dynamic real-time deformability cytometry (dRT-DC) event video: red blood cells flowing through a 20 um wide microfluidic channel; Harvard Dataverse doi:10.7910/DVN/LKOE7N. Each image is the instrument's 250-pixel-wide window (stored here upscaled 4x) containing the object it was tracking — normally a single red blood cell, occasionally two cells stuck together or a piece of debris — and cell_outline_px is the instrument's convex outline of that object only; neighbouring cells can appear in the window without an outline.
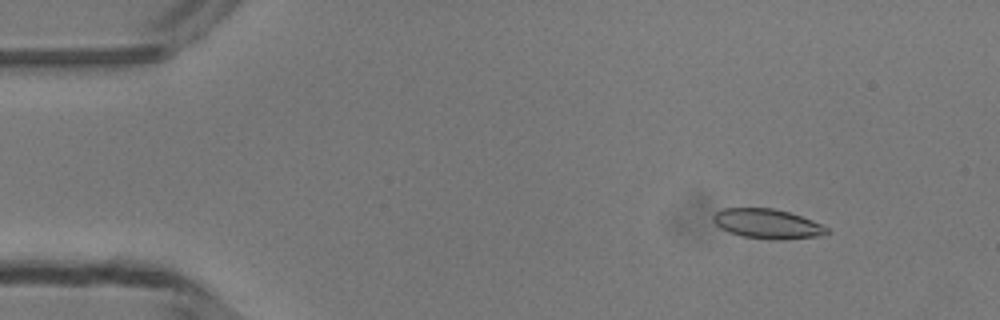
{"species": "common noctule bat (a hibernating species)", "species_latin": "Nyctalus noctula", "temperature_condition": "room temperature", "stored_images_in_passage": 48, "camera_frame_rate_fps": 3000, "um_per_image_px": 0.085, "animal": {"sex": "male", "body_mass_g": 13.3}, "frame": {"image": 1, "passage_image": 5, "time_ms": 1.333, "image_size_px": [1000, 320], "cell_outline_px": [[828, 232], [820, 236], [780, 240], [776, 240], [744, 236], [728, 232], [720, 228], [712, 220], [712, 216], [716, 212], [724, 208], [772, 208], [788, 212], [812, 220], [828, 228]], "centroid_in_image_um": [65.2, 19.02], "position_along_channel_um": 19.8, "area_um2": 19.48}}
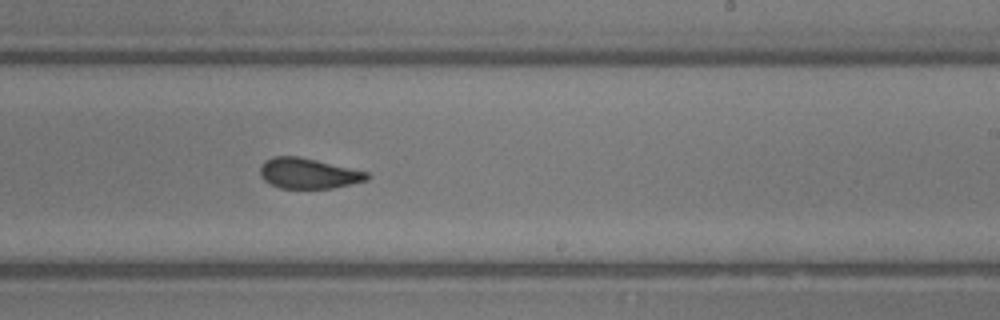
{"frame": {"image": 2, "passage_image": 29, "time_ms": 9.333, "image_size_px": [1000, 320], "cell_outline_px": [[368, 180], [332, 188], [280, 188], [264, 180], [260, 176], [260, 168], [264, 160], [272, 156], [300, 156], [368, 172]], "centroid_in_image_um": [26.18, 14.72], "position_along_channel_um": 262.8, "area_um2": 18.9}}
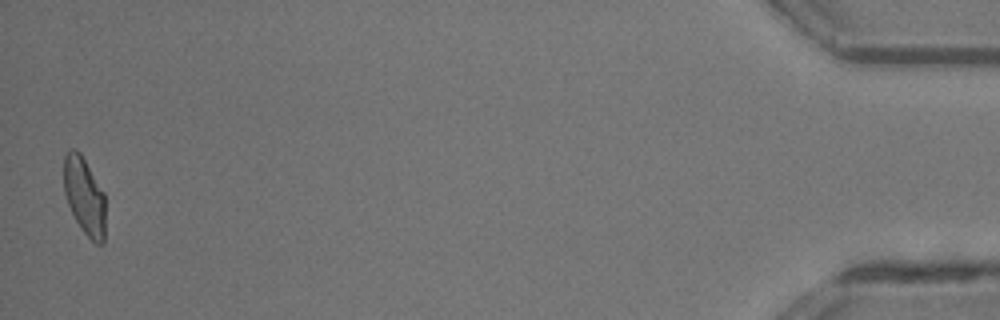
{"frame": {"image": 3, "passage_image": 48, "time_ms": 15.667, "image_size_px": [1000, 320], "cell_outline_px": [[104, 244], [96, 244], [80, 228], [68, 204], [64, 192], [64, 156], [72, 148], [76, 148], [80, 152], [104, 192]], "centroid_in_image_um": [7.17, 16.65], "position_along_channel_um": 428.0, "area_um2": 18.61}, "authors_computed_cell_mechanics": {"area_um2": 19.5942, "velocity_mm_per_s": 4.1528, "shape_relaxation_time_tau1_ms": 4.9839, "shape_relaxation_time_tau2_ms": 1.9601, "deformation_change_tau1": 0.1746, "deformation_change_tau2": 0.0672}}